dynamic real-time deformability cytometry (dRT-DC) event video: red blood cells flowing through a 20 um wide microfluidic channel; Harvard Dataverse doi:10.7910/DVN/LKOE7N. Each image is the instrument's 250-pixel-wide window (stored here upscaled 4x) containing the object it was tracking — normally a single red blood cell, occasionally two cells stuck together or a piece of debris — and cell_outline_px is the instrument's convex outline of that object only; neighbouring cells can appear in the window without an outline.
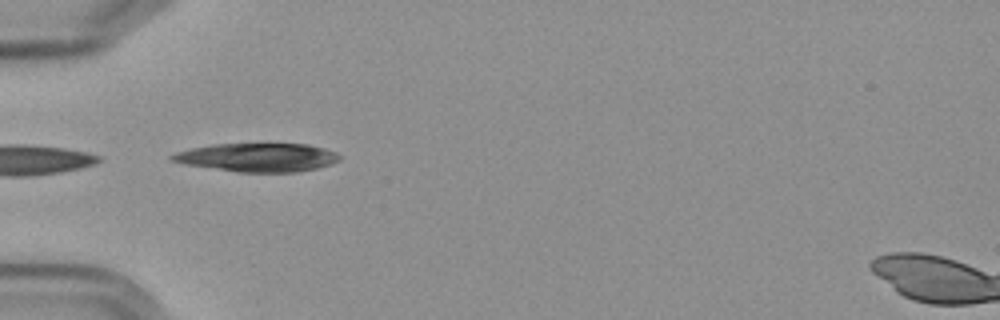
{"species": "Egyptian fruit bat (a non-hibernating species)", "species_latin": "Rousettus aegyptiacus", "temperature_condition": "cold", "stored_images_in_passage": 15, "camera_frame_rate_fps": 3000, "um_per_image_px": 0.085, "frame": {"image": 1, "passage_image": 5, "time_ms": 5.667, "image_size_px": [1000, 320], "cell_outline_px": [[340, 160], [332, 164], [316, 168], [296, 172], [236, 172], [184, 164], [168, 160], [168, 156], [176, 152], [192, 148], [212, 144], [308, 144], [324, 148], [336, 152], [340, 156]], "centroid_in_image_um": [21.87, 13.38], "position_along_channel_um": 63.1, "area_um2": 27.98}}
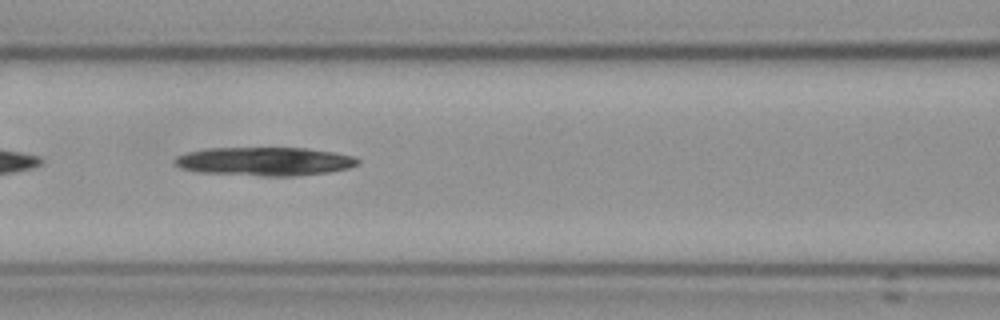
{"frame": {"image": 2, "passage_image": 7, "time_ms": 8.0, "image_size_px": [1000, 320], "cell_outline_px": [[360, 160], [356, 164], [348, 168], [328, 172], [296, 176], [260, 176], [200, 172], [180, 168], [172, 160], [176, 156], [188, 152], [204, 148], [308, 148], [332, 152], [352, 156]], "centroid_in_image_um": [22.45, 13.72], "position_along_channel_um": 144.1, "area_um2": 30.46}}
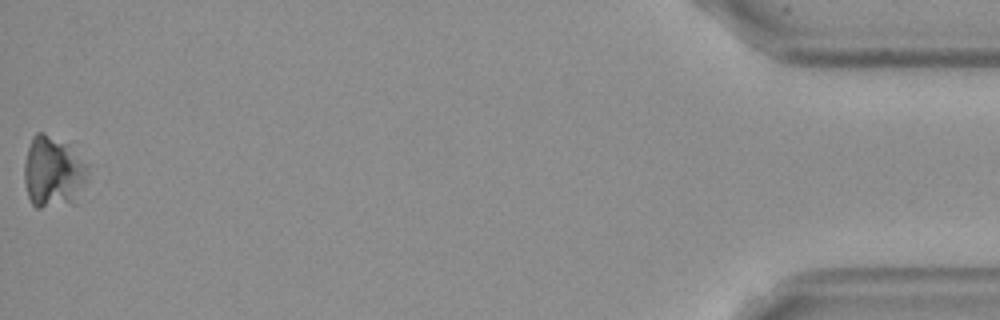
{"frame": {"image": 3, "passage_image": 15, "time_ms": 18.333, "image_size_px": [1000, 320], "cell_outline_px": [[88, 164], [84, 180], [76, 204], [40, 208], [36, 208], [32, 204], [28, 196], [24, 180], [24, 164], [28, 148], [32, 136], [36, 132], [44, 132], [64, 144]], "centroid_in_image_um": [4.47, 14.67], "position_along_channel_um": 430.7, "area_um2": 26.07}}